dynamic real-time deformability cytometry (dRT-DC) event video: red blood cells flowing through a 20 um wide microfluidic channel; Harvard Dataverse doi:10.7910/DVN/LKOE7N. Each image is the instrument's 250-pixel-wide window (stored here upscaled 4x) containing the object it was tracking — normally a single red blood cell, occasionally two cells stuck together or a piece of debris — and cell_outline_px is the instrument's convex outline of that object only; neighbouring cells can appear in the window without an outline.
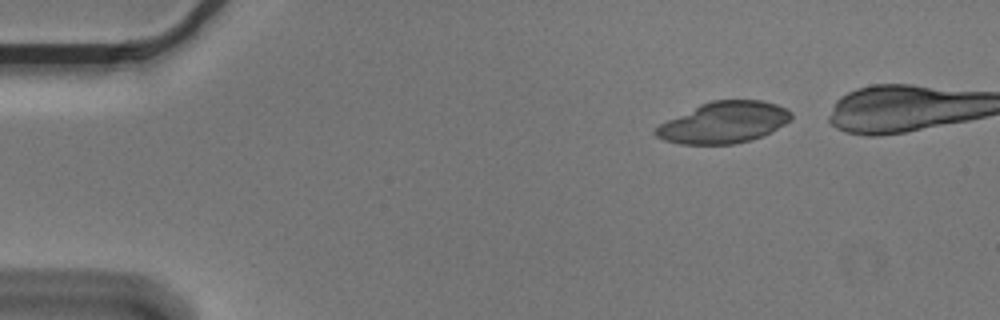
{"species": "Egyptian fruit bat (a non-hibernating species)", "species_latin": "Rousettus aegyptiacus", "temperature_condition": "cold", "stored_images_in_passage": 8, "camera_frame_rate_fps": 3000, "um_per_image_px": 0.085, "animal": {"sex": "male"}, "frame": {"image": 1, "passage_image": 1, "time_ms": 0.0, "image_size_px": [1000, 320], "cell_outline_px": [[792, 120], [772, 132], [752, 140], [732, 144], [680, 144], [664, 140], [656, 136], [652, 132], [660, 124], [700, 104], [712, 100], [760, 100], [776, 104], [792, 112]], "centroid_in_image_um": [61.55, 10.42], "position_along_channel_um": 23.4, "area_um2": 32.6}}